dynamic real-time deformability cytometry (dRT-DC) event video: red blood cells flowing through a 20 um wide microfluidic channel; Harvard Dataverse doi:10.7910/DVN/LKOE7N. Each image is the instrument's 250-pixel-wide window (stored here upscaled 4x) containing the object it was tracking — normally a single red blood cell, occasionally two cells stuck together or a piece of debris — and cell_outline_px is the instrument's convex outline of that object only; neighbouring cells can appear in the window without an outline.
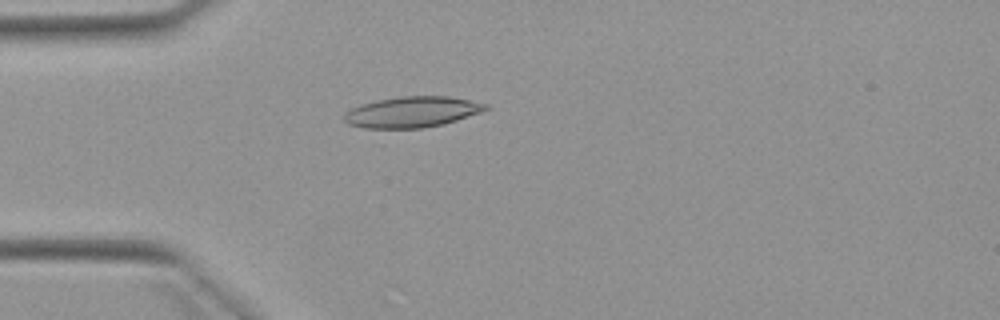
{"species": "Egyptian fruit bat (a non-hibernating species)", "species_latin": "Rousettus aegyptiacus", "temperature_condition": "warm", "stored_images_in_passage": 4, "camera_frame_rate_fps": 3000, "um_per_image_px": 0.085, "animal": {"sex": "female"}, "frame": {"image": 1, "passage_image": 3, "time_ms": 3.667, "image_size_px": [1000, 320], "cell_outline_px": [[492, 108], [444, 124], [424, 128], [364, 128], [348, 124], [344, 120], [344, 112], [352, 108], [376, 100], [400, 96], [448, 96], [488, 104]], "centroid_in_image_um": [35.03, 9.52], "position_along_channel_um": 50.0, "area_um2": 25.37}}